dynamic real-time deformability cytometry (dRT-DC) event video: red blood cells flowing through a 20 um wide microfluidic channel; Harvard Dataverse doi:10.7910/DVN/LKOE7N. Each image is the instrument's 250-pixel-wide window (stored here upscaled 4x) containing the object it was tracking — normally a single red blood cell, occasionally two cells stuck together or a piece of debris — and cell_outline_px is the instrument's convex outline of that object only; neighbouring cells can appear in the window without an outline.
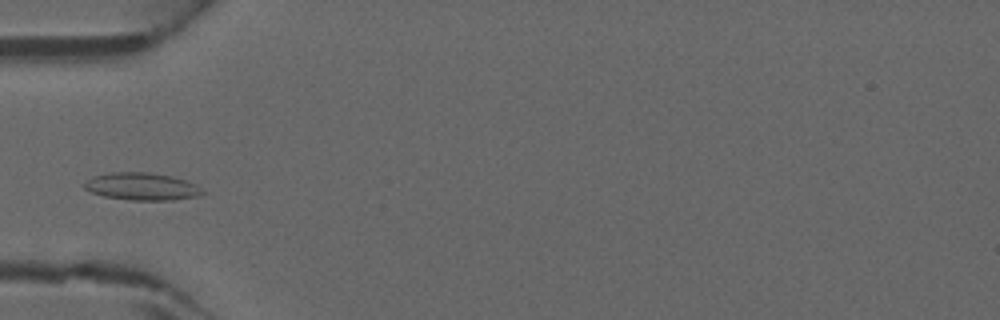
{"species": "common noctule bat (a hibernating species)", "species_latin": "Nyctalus noctula", "temperature_condition": "warm", "stored_images_in_passage": 31, "camera_frame_rate_fps": 3000, "um_per_image_px": 0.085, "animal": {"sex": "male", "forearm_length_mm": 52.5}, "frame": {"image": 1, "passage_image": 1, "time_ms": 0.0, "image_size_px": [1000, 320], "cell_outline_px": [[204, 192], [200, 196], [172, 200], [132, 200], [104, 196], [92, 192], [84, 188], [80, 184], [92, 176], [108, 172], [148, 172], [172, 176], [196, 184]], "centroid_in_image_um": [12.01, 15.84], "position_along_channel_um": 73.0, "area_um2": 19.02}}
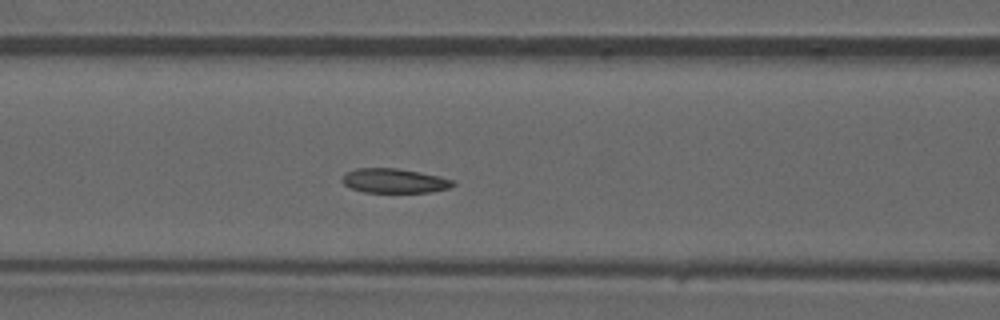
{"frame": {"image": 2, "passage_image": 5, "time_ms": 1.333, "image_size_px": [1000, 320], "cell_outline_px": [[456, 184], [448, 188], [432, 192], [364, 192], [352, 188], [344, 184], [340, 180], [348, 172], [356, 168], [396, 168], [420, 172], [440, 176], [456, 180]], "centroid_in_image_um": [33.56, 15.36], "position_along_channel_um": 133.0, "area_um2": 15.78}}
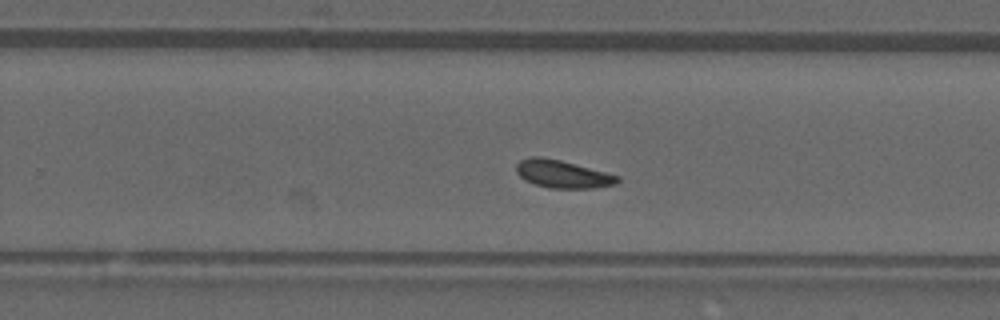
{"frame": {"image": 3, "passage_image": 15, "time_ms": 4.667, "image_size_px": [1000, 320], "cell_outline_px": [[620, 180], [616, 184], [592, 188], [548, 188], [524, 180], [516, 172], [516, 164], [520, 160], [532, 156], [540, 156], [560, 160], [620, 176]], "centroid_in_image_um": [47.8, 14.79], "position_along_channel_um": 282.0, "area_um2": 16.3}}